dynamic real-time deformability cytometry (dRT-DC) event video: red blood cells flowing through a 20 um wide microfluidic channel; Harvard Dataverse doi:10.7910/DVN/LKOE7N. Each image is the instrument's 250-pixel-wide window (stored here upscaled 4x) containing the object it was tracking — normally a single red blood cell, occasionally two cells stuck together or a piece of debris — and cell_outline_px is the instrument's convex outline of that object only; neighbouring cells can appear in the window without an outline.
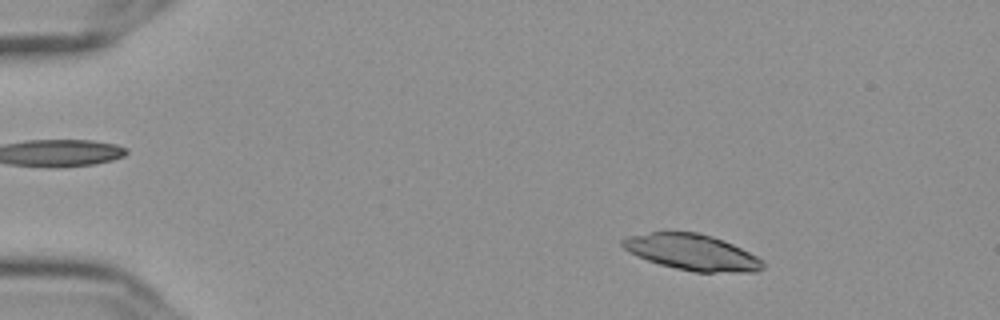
{"species": "Egyptian fruit bat (a non-hibernating species)", "species_latin": "Rousettus aegyptiacus", "temperature_condition": "cold", "stored_images_in_passage": 48, "camera_frame_rate_fps": 3000, "um_per_image_px": 0.085, "frame": {"image": 1, "passage_image": 1, "time_ms": 0.0, "image_size_px": [1000, 320], "cell_outline_px": [[764, 268], [756, 272], [692, 272], [660, 264], [636, 256], [628, 252], [620, 244], [620, 240], [628, 236], [652, 232], [700, 232], [712, 236], [732, 244], [764, 260]], "centroid_in_image_um": [58.81, 21.44], "position_along_channel_um": 26.2, "area_um2": 29.42}}
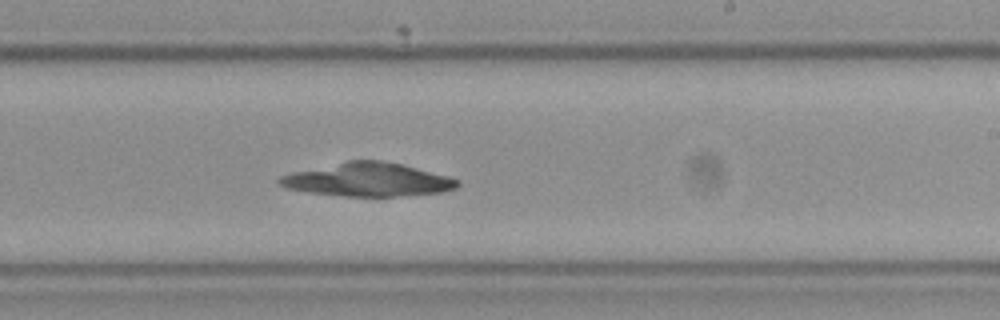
{"frame": {"image": 2, "passage_image": 27, "time_ms": 8.667, "image_size_px": [1000, 320], "cell_outline_px": [[460, 184], [456, 188], [444, 192], [392, 196], [344, 196], [308, 192], [288, 188], [276, 184], [276, 180], [280, 176], [292, 172], [348, 160], [380, 160], [400, 164], [448, 176], [460, 180]], "centroid_in_image_um": [31.23, 15.27], "position_along_channel_um": 257.8, "area_um2": 34.56}}
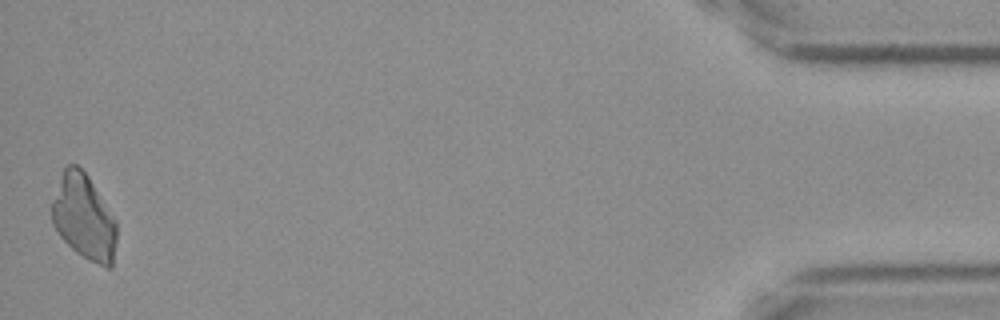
{"frame": {"image": 3, "passage_image": 48, "time_ms": 15.667, "image_size_px": [1000, 320], "cell_outline_px": [[116, 244], [112, 268], [108, 268], [76, 252], [60, 236], [52, 224], [52, 200], [60, 176], [64, 168], [68, 164], [76, 164], [88, 176], [116, 220]], "centroid_in_image_um": [7.13, 18.45], "position_along_channel_um": 428.1, "area_um2": 31.85}}